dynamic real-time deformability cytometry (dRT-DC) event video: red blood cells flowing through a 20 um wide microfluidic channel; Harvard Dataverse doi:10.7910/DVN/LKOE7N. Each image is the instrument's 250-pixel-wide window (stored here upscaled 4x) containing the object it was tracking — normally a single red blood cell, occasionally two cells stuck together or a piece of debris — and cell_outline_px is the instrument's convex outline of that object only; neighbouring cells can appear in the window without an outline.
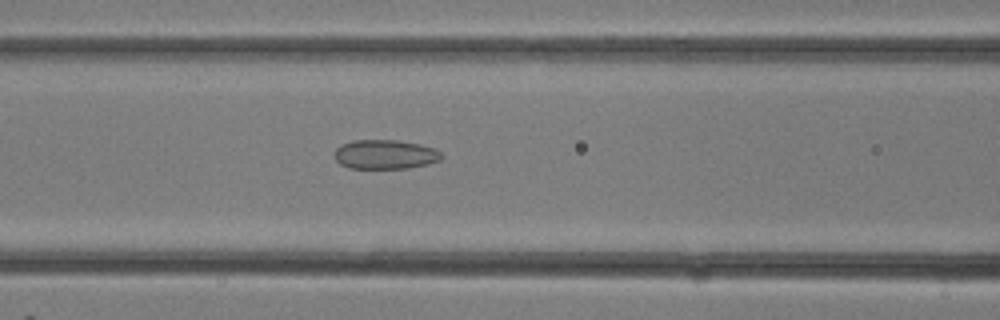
{"species": "common noctule bat (a hibernating species)", "species_latin": "Nyctalus noctula", "temperature_condition": "room temperature", "stored_images_in_passage": 14, "camera_frame_rate_fps": 3000, "um_per_image_px": 0.085, "animal": {"sex": "female"}, "frame": {"image": 1, "passage_image": 12, "time_ms": 3.667, "image_size_px": [1000, 320], "cell_outline_px": [[444, 156], [440, 160], [428, 164], [408, 168], [348, 168], [340, 164], [336, 160], [336, 148], [340, 144], [352, 140], [400, 140], [420, 144], [436, 148]], "centroid_in_image_um": [32.76, 13.12], "position_along_channel_um": 133.8, "area_um2": 18.44}}
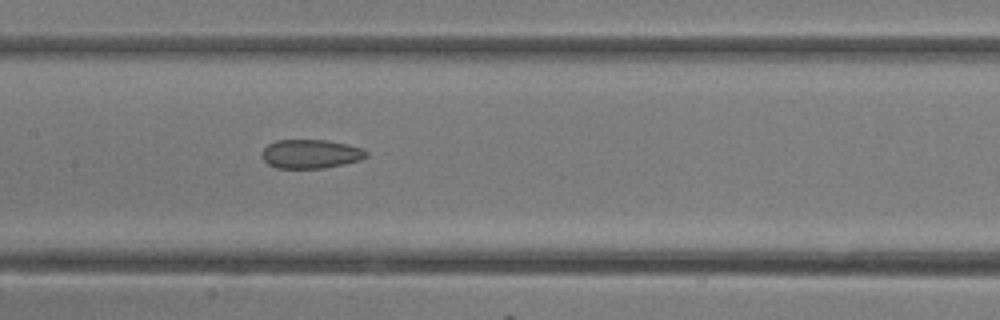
{"frame": {"image": 2, "passage_image": 14, "time_ms": 4.333, "image_size_px": [1000, 320], "cell_outline_px": [[368, 156], [360, 160], [344, 164], [324, 168], [276, 168], [268, 164], [264, 160], [264, 148], [268, 144], [276, 140], [328, 140], [348, 144], [360, 148], [368, 152]], "centroid_in_image_um": [26.44, 13.08], "position_along_channel_um": 181.0, "area_um2": 17.51}}